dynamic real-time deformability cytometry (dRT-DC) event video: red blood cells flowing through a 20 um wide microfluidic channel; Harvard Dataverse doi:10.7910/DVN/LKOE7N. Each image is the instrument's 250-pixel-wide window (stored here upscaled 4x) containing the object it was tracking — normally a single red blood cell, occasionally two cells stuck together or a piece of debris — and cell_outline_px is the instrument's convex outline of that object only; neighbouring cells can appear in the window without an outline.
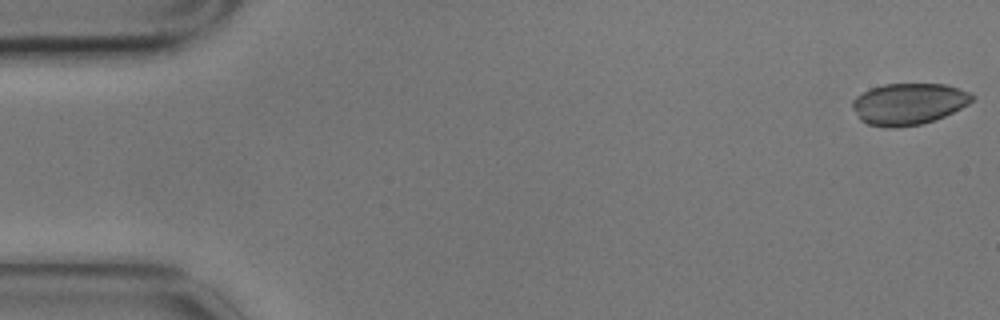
{"species": "common noctule bat (a hibernating species)", "species_latin": "Nyctalus noctula", "temperature_condition": "cold", "stored_images_in_passage": 5, "camera_frame_rate_fps": 3000, "um_per_image_px": 0.085, "animal": {"sex": "male", "body_mass_g": 17.9}, "frame": {"image": 1, "passage_image": 1, "time_ms": 0.0, "image_size_px": [1000, 320], "cell_outline_px": [[976, 96], [968, 104], [936, 120], [920, 124], [896, 128], [884, 128], [868, 124], [860, 120], [852, 108], [852, 100], [856, 96], [872, 88], [884, 84], [944, 84], [968, 92]], "centroid_in_image_um": [77.2, 8.84], "position_along_channel_um": 7.8, "area_um2": 28.9}}